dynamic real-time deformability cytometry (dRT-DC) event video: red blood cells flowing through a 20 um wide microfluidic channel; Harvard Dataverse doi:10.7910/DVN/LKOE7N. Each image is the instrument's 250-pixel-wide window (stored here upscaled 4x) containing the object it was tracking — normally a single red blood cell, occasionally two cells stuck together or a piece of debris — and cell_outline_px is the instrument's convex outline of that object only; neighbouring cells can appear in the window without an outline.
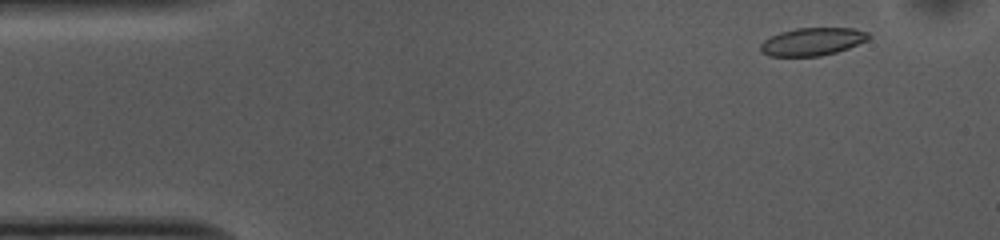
{"species": "common noctule bat (a hibernating species)", "species_latin": "Nyctalus noctula", "temperature_condition": "cold", "stored_images_in_passage": 52, "camera_frame_rate_fps": 3000, "um_per_image_px": 0.085, "animal": {"sex": "female", "body_mass_g": 10.0, "forearm_length_mm": 53.1}, "frame": {"image": 1, "passage_image": 3, "time_ms": 0.667, "image_size_px": [1000, 240], "cell_outline_px": [[868, 40], [848, 48], [836, 52], [820, 56], [768, 56], [760, 52], [760, 44], [764, 40], [780, 32], [796, 28], [852, 28], [868, 32]], "centroid_in_image_um": [69.02, 3.54], "position_along_channel_um": 16.0, "area_um2": 17.46}}
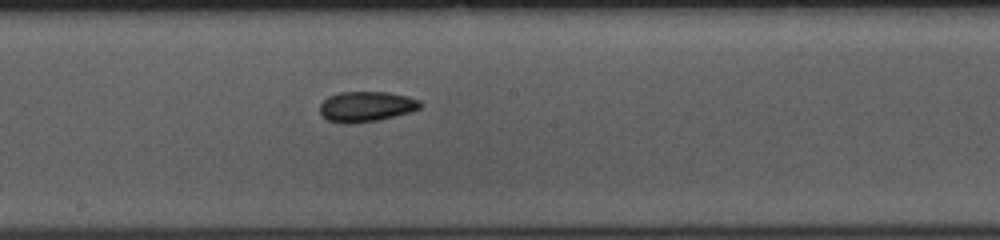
{"frame": {"image": 2, "passage_image": 26, "time_ms": 8.333, "image_size_px": [1000, 240], "cell_outline_px": [[424, 104], [420, 108], [412, 112], [376, 120], [352, 124], [344, 124], [328, 120], [320, 116], [320, 104], [328, 96], [340, 92], [388, 92], [408, 96], [420, 100]], "centroid_in_image_um": [31.14, 9.06], "position_along_channel_um": 217.1, "area_um2": 17.98}}
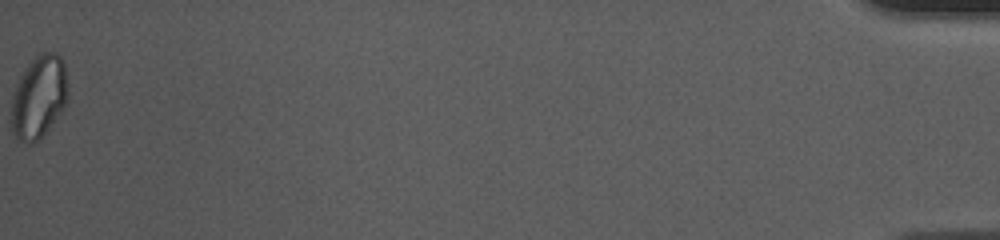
{"frame": {"image": 3, "passage_image": 52, "time_ms": 17.0, "image_size_px": [1000, 240], "cell_outline_px": [[68, 100], [64, 108], [48, 128], [32, 144], [28, 144], [20, 140], [12, 132], [12, 96], [16, 84], [24, 68], [40, 52], [56, 52], [64, 60], [68, 84]], "centroid_in_image_um": [3.33, 8.19], "position_along_channel_um": 431.9, "area_um2": 27.34}, "authors_computed_cell_mechanics": {"area_um2": 18.0047, "velocity_mm_per_s": 3.6997, "shape_relaxation_time_tau1_ms": 6.8331, "shape_relaxation_time_tau2_ms": 3.8916, "deformation_change_tau1": 0.1324, "deformation_change_tau2": 0.0788}}